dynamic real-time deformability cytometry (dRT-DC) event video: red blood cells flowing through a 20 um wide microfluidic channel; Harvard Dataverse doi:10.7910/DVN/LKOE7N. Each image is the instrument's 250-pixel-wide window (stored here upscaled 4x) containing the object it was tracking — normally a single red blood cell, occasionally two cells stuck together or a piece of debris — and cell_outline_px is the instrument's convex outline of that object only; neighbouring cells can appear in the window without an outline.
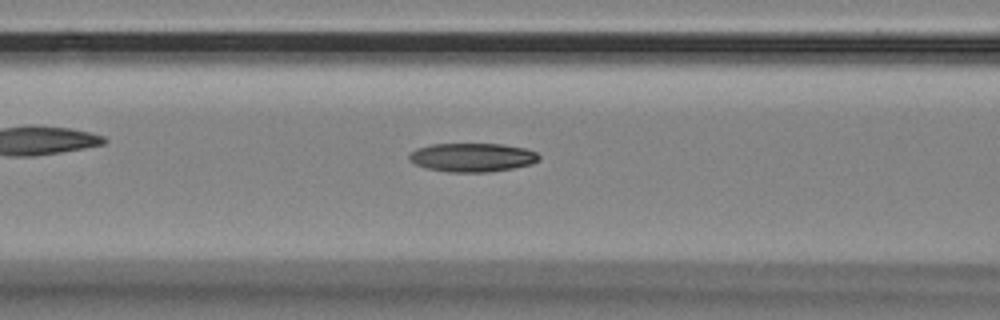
{"species": "Egyptian fruit bat (a non-hibernating species)", "species_latin": "Rousettus aegyptiacus", "temperature_condition": "room temperature", "stored_images_in_passage": 55, "camera_frame_rate_fps": 3000, "um_per_image_px": 0.085, "animal": {"sex": "female"}, "frame": {"image": 1, "passage_image": 22, "time_ms": 7.0, "image_size_px": [1000, 320], "cell_outline_px": [[540, 156], [536, 160], [528, 164], [512, 168], [488, 172], [448, 172], [428, 168], [416, 164], [408, 160], [408, 156], [416, 148], [432, 144], [500, 144], [524, 148], [536, 152]], "centroid_in_image_um": [40.09, 13.37], "position_along_channel_um": 126.5, "area_um2": 21.44}}
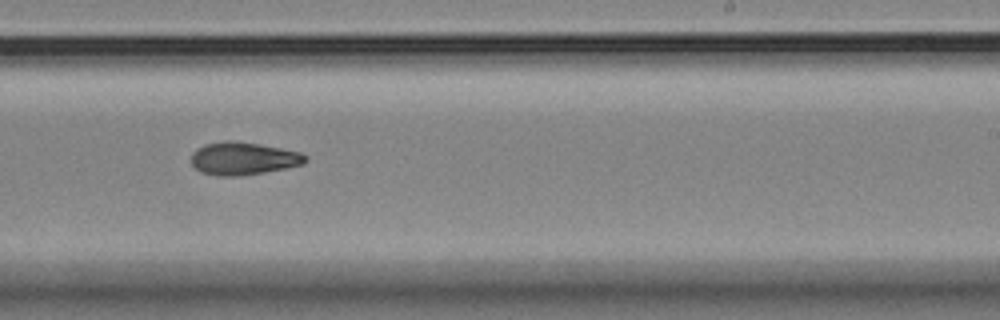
{"frame": {"image": 2, "passage_image": 34, "time_ms": 11.0, "image_size_px": [1000, 320], "cell_outline_px": [[308, 160], [304, 164], [264, 172], [240, 176], [216, 176], [200, 172], [192, 164], [192, 152], [196, 148], [204, 144], [228, 140], [260, 144], [300, 152], [308, 156]], "centroid_in_image_um": [20.67, 13.47], "position_along_channel_um": 268.3, "area_um2": 21.85}}
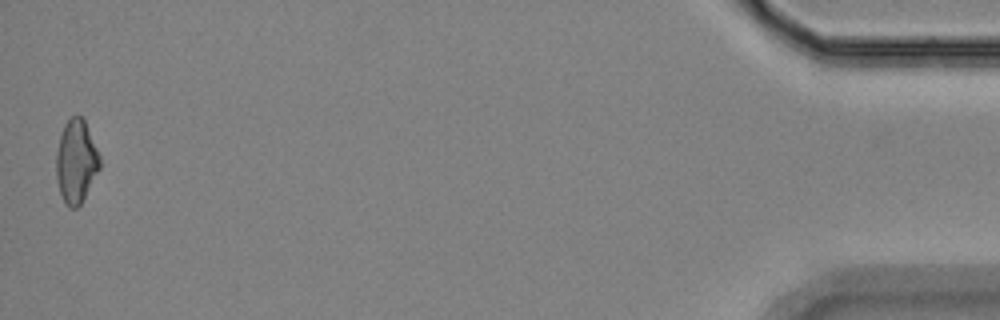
{"frame": {"image": 3, "passage_image": 55, "time_ms": 18.0, "image_size_px": [1000, 320], "cell_outline_px": [[100, 168], [80, 204], [76, 208], [68, 208], [64, 204], [60, 192], [56, 176], [56, 152], [60, 136], [64, 124], [76, 112], [84, 120], [100, 156]], "centroid_in_image_um": [6.45, 13.72], "position_along_channel_um": 428.7, "area_um2": 21.04}}